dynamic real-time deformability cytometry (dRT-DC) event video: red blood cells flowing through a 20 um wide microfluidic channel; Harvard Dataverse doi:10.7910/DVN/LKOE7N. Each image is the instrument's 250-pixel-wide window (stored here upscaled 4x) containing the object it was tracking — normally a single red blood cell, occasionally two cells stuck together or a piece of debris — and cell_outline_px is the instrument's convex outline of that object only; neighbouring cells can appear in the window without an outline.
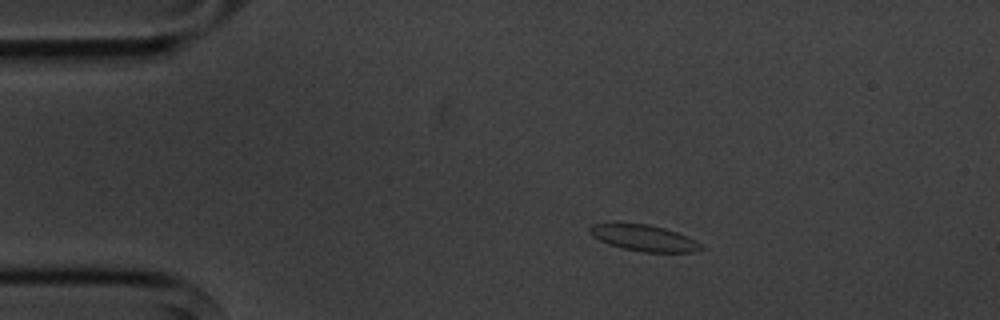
{"species": "common noctule bat (a hibernating species)", "species_latin": "Nyctalus noctula", "temperature_condition": "cold", "stored_images_in_passage": 7, "camera_frame_rate_fps": 3000, "um_per_image_px": 0.085, "animal": {"sex": "male", "body_mass_g": 20.1, "forearm_length_mm": 53.5}, "frame": {"image": 1, "passage_image": 3, "time_ms": 2.333, "image_size_px": [1000, 320], "cell_outline_px": [[704, 248], [692, 252], [644, 252], [620, 248], [608, 244], [592, 236], [588, 232], [588, 228], [592, 224], [616, 220], [648, 224], [664, 228], [688, 236], [704, 244]], "centroid_in_image_um": [54.66, 20.18], "position_along_channel_um": 30.3, "area_um2": 17.8}}
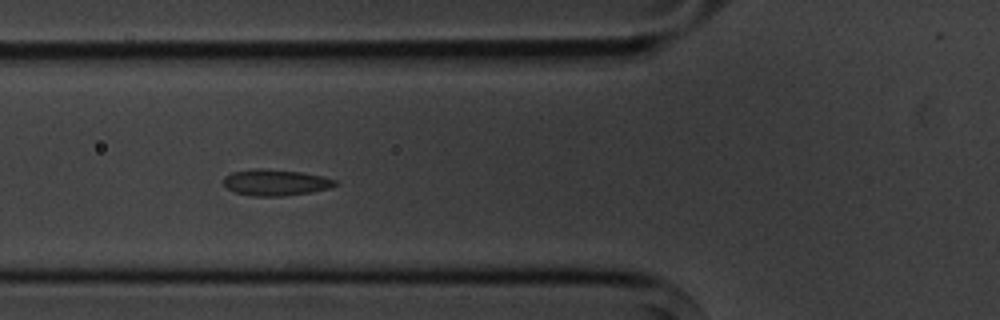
{"frame": {"image": 2, "passage_image": 6, "time_ms": 5.667, "image_size_px": [1000, 320], "cell_outline_px": [[336, 184], [328, 188], [308, 192], [280, 196], [252, 196], [236, 192], [228, 188], [224, 184], [224, 176], [232, 172], [252, 168], [264, 168], [300, 172], [320, 176], [336, 180]], "centroid_in_image_um": [23.36, 15.49], "position_along_channel_um": 102.4, "area_um2": 16.76}}
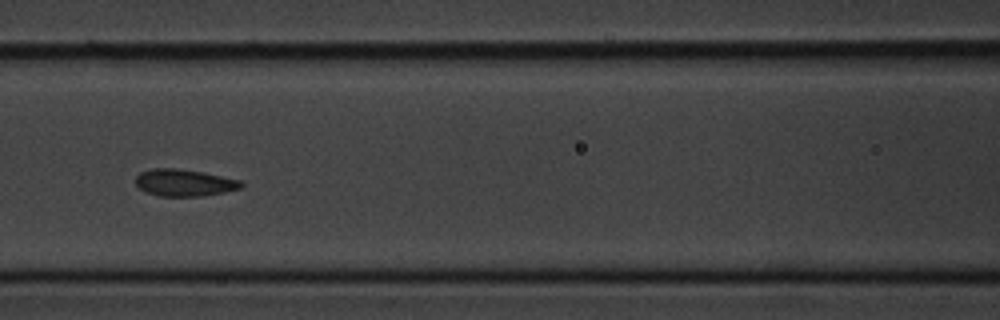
{"frame": {"image": 3, "passage_image": 7, "time_ms": 7.0, "image_size_px": [1000, 320], "cell_outline_px": [[244, 184], [240, 188], [224, 192], [204, 196], [160, 196], [144, 192], [136, 184], [136, 176], [140, 172], [152, 168], [176, 168], [204, 172], [240, 180]], "centroid_in_image_um": [15.65, 15.53], "position_along_channel_um": 151.0, "area_um2": 16.65}}